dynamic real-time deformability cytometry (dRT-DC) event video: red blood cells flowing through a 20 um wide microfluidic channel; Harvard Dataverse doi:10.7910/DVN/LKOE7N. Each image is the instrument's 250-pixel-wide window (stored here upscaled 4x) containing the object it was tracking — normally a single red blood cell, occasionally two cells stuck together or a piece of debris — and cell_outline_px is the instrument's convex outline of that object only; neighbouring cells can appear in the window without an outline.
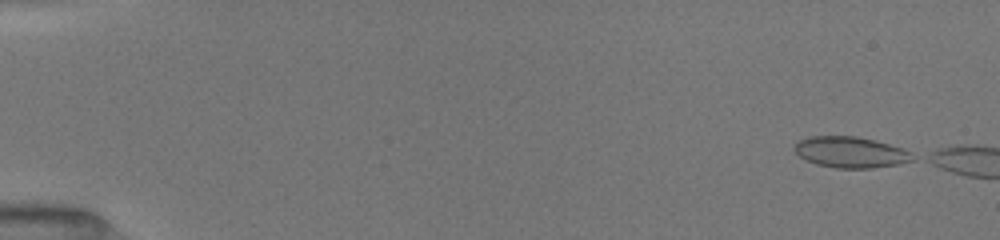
{"species": "common noctule bat (a hibernating species)", "species_latin": "Nyctalus noctula", "temperature_condition": "room temperature", "stored_images_in_passage": 2, "camera_frame_rate_fps": 3000, "um_per_image_px": 0.085, "animal": {"sex": "female", "body_mass_g": 19.5, "forearm_length_mm": 54.1}, "frame": {"image": 1, "passage_image": 1, "time_ms": 0.0, "image_size_px": [1000, 240], "cell_outline_px": [[916, 160], [900, 164], [872, 168], [836, 168], [816, 164], [800, 156], [792, 148], [800, 140], [808, 136], [856, 136], [904, 148], [916, 156]], "centroid_in_image_um": [72.34, 12.94], "position_along_channel_um": 12.7, "area_um2": 21.39}}